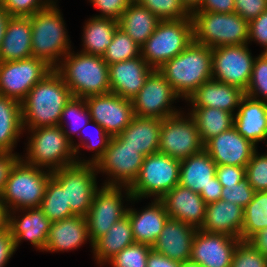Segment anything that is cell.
I'll use <instances>...</instances> for the list:
<instances>
[{"mask_svg":"<svg viewBox=\"0 0 267 267\" xmlns=\"http://www.w3.org/2000/svg\"><path fill=\"white\" fill-rule=\"evenodd\" d=\"M134 0H88L96 10H99V15L93 16L110 18L119 20L124 11L130 6Z\"/></svg>","mask_w":267,"mask_h":267,"instance_id":"49","label":"cell"},{"mask_svg":"<svg viewBox=\"0 0 267 267\" xmlns=\"http://www.w3.org/2000/svg\"><path fill=\"white\" fill-rule=\"evenodd\" d=\"M190 108L188 113L195 120L203 144L233 127L234 114L232 113L211 107Z\"/></svg>","mask_w":267,"mask_h":267,"instance_id":"36","label":"cell"},{"mask_svg":"<svg viewBox=\"0 0 267 267\" xmlns=\"http://www.w3.org/2000/svg\"><path fill=\"white\" fill-rule=\"evenodd\" d=\"M30 16H11L0 47V62L32 57Z\"/></svg>","mask_w":267,"mask_h":267,"instance_id":"29","label":"cell"},{"mask_svg":"<svg viewBox=\"0 0 267 267\" xmlns=\"http://www.w3.org/2000/svg\"><path fill=\"white\" fill-rule=\"evenodd\" d=\"M55 70L73 97L86 98L110 93L108 64L102 56L71 50Z\"/></svg>","mask_w":267,"mask_h":267,"instance_id":"4","label":"cell"},{"mask_svg":"<svg viewBox=\"0 0 267 267\" xmlns=\"http://www.w3.org/2000/svg\"><path fill=\"white\" fill-rule=\"evenodd\" d=\"M193 41L210 48L248 44L249 22L237 13L192 12Z\"/></svg>","mask_w":267,"mask_h":267,"instance_id":"7","label":"cell"},{"mask_svg":"<svg viewBox=\"0 0 267 267\" xmlns=\"http://www.w3.org/2000/svg\"><path fill=\"white\" fill-rule=\"evenodd\" d=\"M5 225L14 239L16 251L21 242L27 240L36 251L44 253L51 221L39 207L6 212Z\"/></svg>","mask_w":267,"mask_h":267,"instance_id":"18","label":"cell"},{"mask_svg":"<svg viewBox=\"0 0 267 267\" xmlns=\"http://www.w3.org/2000/svg\"><path fill=\"white\" fill-rule=\"evenodd\" d=\"M100 186L94 194L86 215L92 244L104 236L112 225L126 216L129 203L132 205L141 201L132 197L129 187ZM125 202L128 203L124 206Z\"/></svg>","mask_w":267,"mask_h":267,"instance_id":"9","label":"cell"},{"mask_svg":"<svg viewBox=\"0 0 267 267\" xmlns=\"http://www.w3.org/2000/svg\"><path fill=\"white\" fill-rule=\"evenodd\" d=\"M240 241L241 239L226 234L198 229L193 239L190 260L202 267H230L233 253Z\"/></svg>","mask_w":267,"mask_h":267,"instance_id":"19","label":"cell"},{"mask_svg":"<svg viewBox=\"0 0 267 267\" xmlns=\"http://www.w3.org/2000/svg\"><path fill=\"white\" fill-rule=\"evenodd\" d=\"M82 30V50L85 54L103 56L111 44L118 21L110 18L92 16L84 22Z\"/></svg>","mask_w":267,"mask_h":267,"instance_id":"34","label":"cell"},{"mask_svg":"<svg viewBox=\"0 0 267 267\" xmlns=\"http://www.w3.org/2000/svg\"><path fill=\"white\" fill-rule=\"evenodd\" d=\"M244 208L225 200L206 205L204 222L200 230L226 234L241 239Z\"/></svg>","mask_w":267,"mask_h":267,"instance_id":"28","label":"cell"},{"mask_svg":"<svg viewBox=\"0 0 267 267\" xmlns=\"http://www.w3.org/2000/svg\"><path fill=\"white\" fill-rule=\"evenodd\" d=\"M234 3V0H203L194 12L233 13Z\"/></svg>","mask_w":267,"mask_h":267,"instance_id":"55","label":"cell"},{"mask_svg":"<svg viewBox=\"0 0 267 267\" xmlns=\"http://www.w3.org/2000/svg\"><path fill=\"white\" fill-rule=\"evenodd\" d=\"M256 149L257 146L241 136L234 126L204 144V150L216 165L246 167Z\"/></svg>","mask_w":267,"mask_h":267,"instance_id":"20","label":"cell"},{"mask_svg":"<svg viewBox=\"0 0 267 267\" xmlns=\"http://www.w3.org/2000/svg\"><path fill=\"white\" fill-rule=\"evenodd\" d=\"M87 242H89L90 248H93L86 217L74 215L60 221L51 222L44 252L74 251L87 244Z\"/></svg>","mask_w":267,"mask_h":267,"instance_id":"23","label":"cell"},{"mask_svg":"<svg viewBox=\"0 0 267 267\" xmlns=\"http://www.w3.org/2000/svg\"><path fill=\"white\" fill-rule=\"evenodd\" d=\"M160 19L135 0L118 20V26L139 46L153 34Z\"/></svg>","mask_w":267,"mask_h":267,"instance_id":"35","label":"cell"},{"mask_svg":"<svg viewBox=\"0 0 267 267\" xmlns=\"http://www.w3.org/2000/svg\"><path fill=\"white\" fill-rule=\"evenodd\" d=\"M96 164L75 163L52 171V177L65 188L66 205L74 215L88 214L95 192L100 188Z\"/></svg>","mask_w":267,"mask_h":267,"instance_id":"11","label":"cell"},{"mask_svg":"<svg viewBox=\"0 0 267 267\" xmlns=\"http://www.w3.org/2000/svg\"><path fill=\"white\" fill-rule=\"evenodd\" d=\"M150 201L151 203L145 205L146 207H141L140 210L130 205L126 215L131 223L135 243H145L153 246L169 216L160 199Z\"/></svg>","mask_w":267,"mask_h":267,"instance_id":"24","label":"cell"},{"mask_svg":"<svg viewBox=\"0 0 267 267\" xmlns=\"http://www.w3.org/2000/svg\"><path fill=\"white\" fill-rule=\"evenodd\" d=\"M258 151L255 150L245 167V177L256 192L267 191V153Z\"/></svg>","mask_w":267,"mask_h":267,"instance_id":"45","label":"cell"},{"mask_svg":"<svg viewBox=\"0 0 267 267\" xmlns=\"http://www.w3.org/2000/svg\"><path fill=\"white\" fill-rule=\"evenodd\" d=\"M161 127L160 119L134 116L131 123L116 136L146 157L158 152Z\"/></svg>","mask_w":267,"mask_h":267,"instance_id":"30","label":"cell"},{"mask_svg":"<svg viewBox=\"0 0 267 267\" xmlns=\"http://www.w3.org/2000/svg\"><path fill=\"white\" fill-rule=\"evenodd\" d=\"M57 2L30 16L32 57L56 69L61 60L73 49L66 29L62 10Z\"/></svg>","mask_w":267,"mask_h":267,"instance_id":"2","label":"cell"},{"mask_svg":"<svg viewBox=\"0 0 267 267\" xmlns=\"http://www.w3.org/2000/svg\"><path fill=\"white\" fill-rule=\"evenodd\" d=\"M255 192L245 177L238 184L223 187L221 200L232 202L245 208L252 201Z\"/></svg>","mask_w":267,"mask_h":267,"instance_id":"47","label":"cell"},{"mask_svg":"<svg viewBox=\"0 0 267 267\" xmlns=\"http://www.w3.org/2000/svg\"><path fill=\"white\" fill-rule=\"evenodd\" d=\"M144 156L112 136L104 156L96 163L97 173L106 176L103 186L131 187L137 180Z\"/></svg>","mask_w":267,"mask_h":267,"instance_id":"12","label":"cell"},{"mask_svg":"<svg viewBox=\"0 0 267 267\" xmlns=\"http://www.w3.org/2000/svg\"><path fill=\"white\" fill-rule=\"evenodd\" d=\"M193 42L191 16L176 20H160L153 34L141 46V57L159 69Z\"/></svg>","mask_w":267,"mask_h":267,"instance_id":"8","label":"cell"},{"mask_svg":"<svg viewBox=\"0 0 267 267\" xmlns=\"http://www.w3.org/2000/svg\"><path fill=\"white\" fill-rule=\"evenodd\" d=\"M256 250L267 257V228L260 230L247 240Z\"/></svg>","mask_w":267,"mask_h":267,"instance_id":"58","label":"cell"},{"mask_svg":"<svg viewBox=\"0 0 267 267\" xmlns=\"http://www.w3.org/2000/svg\"><path fill=\"white\" fill-rule=\"evenodd\" d=\"M52 70L44 61L35 57L0 62V95L21 103L31 88Z\"/></svg>","mask_w":267,"mask_h":267,"instance_id":"16","label":"cell"},{"mask_svg":"<svg viewBox=\"0 0 267 267\" xmlns=\"http://www.w3.org/2000/svg\"><path fill=\"white\" fill-rule=\"evenodd\" d=\"M230 267H267V257L248 241H240L233 253Z\"/></svg>","mask_w":267,"mask_h":267,"instance_id":"46","label":"cell"},{"mask_svg":"<svg viewBox=\"0 0 267 267\" xmlns=\"http://www.w3.org/2000/svg\"><path fill=\"white\" fill-rule=\"evenodd\" d=\"M196 231L197 229L193 226L169 218L152 249L174 261L190 260Z\"/></svg>","mask_w":267,"mask_h":267,"instance_id":"25","label":"cell"},{"mask_svg":"<svg viewBox=\"0 0 267 267\" xmlns=\"http://www.w3.org/2000/svg\"><path fill=\"white\" fill-rule=\"evenodd\" d=\"M216 177L223 187L238 184L245 178V167L233 165H217Z\"/></svg>","mask_w":267,"mask_h":267,"instance_id":"52","label":"cell"},{"mask_svg":"<svg viewBox=\"0 0 267 267\" xmlns=\"http://www.w3.org/2000/svg\"><path fill=\"white\" fill-rule=\"evenodd\" d=\"M23 133L21 103L0 95V152L17 153L14 149Z\"/></svg>","mask_w":267,"mask_h":267,"instance_id":"33","label":"cell"},{"mask_svg":"<svg viewBox=\"0 0 267 267\" xmlns=\"http://www.w3.org/2000/svg\"><path fill=\"white\" fill-rule=\"evenodd\" d=\"M51 0H3L1 6L10 16H32L45 9Z\"/></svg>","mask_w":267,"mask_h":267,"instance_id":"48","label":"cell"},{"mask_svg":"<svg viewBox=\"0 0 267 267\" xmlns=\"http://www.w3.org/2000/svg\"><path fill=\"white\" fill-rule=\"evenodd\" d=\"M6 213L2 207L1 200H0V227L5 225Z\"/></svg>","mask_w":267,"mask_h":267,"instance_id":"62","label":"cell"},{"mask_svg":"<svg viewBox=\"0 0 267 267\" xmlns=\"http://www.w3.org/2000/svg\"><path fill=\"white\" fill-rule=\"evenodd\" d=\"M145 6L160 20L187 18L190 14L184 9L180 0H135Z\"/></svg>","mask_w":267,"mask_h":267,"instance_id":"44","label":"cell"},{"mask_svg":"<svg viewBox=\"0 0 267 267\" xmlns=\"http://www.w3.org/2000/svg\"><path fill=\"white\" fill-rule=\"evenodd\" d=\"M245 92L239 87L213 79L196 89L185 103L190 107H211L236 114Z\"/></svg>","mask_w":267,"mask_h":267,"instance_id":"26","label":"cell"},{"mask_svg":"<svg viewBox=\"0 0 267 267\" xmlns=\"http://www.w3.org/2000/svg\"><path fill=\"white\" fill-rule=\"evenodd\" d=\"M222 184L218 181L216 175L212 178V182L206 188L200 192V196L206 204L217 202L222 198Z\"/></svg>","mask_w":267,"mask_h":267,"instance_id":"56","label":"cell"},{"mask_svg":"<svg viewBox=\"0 0 267 267\" xmlns=\"http://www.w3.org/2000/svg\"><path fill=\"white\" fill-rule=\"evenodd\" d=\"M134 243L131 223L126 215L112 225L104 236L93 243L90 252H92L96 265L104 267L112 257Z\"/></svg>","mask_w":267,"mask_h":267,"instance_id":"31","label":"cell"},{"mask_svg":"<svg viewBox=\"0 0 267 267\" xmlns=\"http://www.w3.org/2000/svg\"><path fill=\"white\" fill-rule=\"evenodd\" d=\"M180 262L174 261L153 249L147 257V267H179Z\"/></svg>","mask_w":267,"mask_h":267,"instance_id":"57","label":"cell"},{"mask_svg":"<svg viewBox=\"0 0 267 267\" xmlns=\"http://www.w3.org/2000/svg\"><path fill=\"white\" fill-rule=\"evenodd\" d=\"M139 56H141V46L118 27L114 33L111 44L107 47L102 57L108 65H111Z\"/></svg>","mask_w":267,"mask_h":267,"instance_id":"41","label":"cell"},{"mask_svg":"<svg viewBox=\"0 0 267 267\" xmlns=\"http://www.w3.org/2000/svg\"><path fill=\"white\" fill-rule=\"evenodd\" d=\"M15 242L10 234L9 228L4 225L0 227V267H5L15 255Z\"/></svg>","mask_w":267,"mask_h":267,"instance_id":"53","label":"cell"},{"mask_svg":"<svg viewBox=\"0 0 267 267\" xmlns=\"http://www.w3.org/2000/svg\"><path fill=\"white\" fill-rule=\"evenodd\" d=\"M243 213L241 241H247L260 230L267 228V191L255 192Z\"/></svg>","mask_w":267,"mask_h":267,"instance_id":"38","label":"cell"},{"mask_svg":"<svg viewBox=\"0 0 267 267\" xmlns=\"http://www.w3.org/2000/svg\"><path fill=\"white\" fill-rule=\"evenodd\" d=\"M72 97L61 75L53 69L31 88L21 102L23 129L57 126Z\"/></svg>","mask_w":267,"mask_h":267,"instance_id":"1","label":"cell"},{"mask_svg":"<svg viewBox=\"0 0 267 267\" xmlns=\"http://www.w3.org/2000/svg\"><path fill=\"white\" fill-rule=\"evenodd\" d=\"M234 128L258 147L267 141V103L245 95L234 115Z\"/></svg>","mask_w":267,"mask_h":267,"instance_id":"27","label":"cell"},{"mask_svg":"<svg viewBox=\"0 0 267 267\" xmlns=\"http://www.w3.org/2000/svg\"><path fill=\"white\" fill-rule=\"evenodd\" d=\"M184 9L191 14L196 11L203 0H180Z\"/></svg>","mask_w":267,"mask_h":267,"instance_id":"60","label":"cell"},{"mask_svg":"<svg viewBox=\"0 0 267 267\" xmlns=\"http://www.w3.org/2000/svg\"><path fill=\"white\" fill-rule=\"evenodd\" d=\"M179 267H202L199 263L192 260L180 262Z\"/></svg>","mask_w":267,"mask_h":267,"instance_id":"61","label":"cell"},{"mask_svg":"<svg viewBox=\"0 0 267 267\" xmlns=\"http://www.w3.org/2000/svg\"><path fill=\"white\" fill-rule=\"evenodd\" d=\"M255 58L249 44L212 48V79L239 87L245 92Z\"/></svg>","mask_w":267,"mask_h":267,"instance_id":"15","label":"cell"},{"mask_svg":"<svg viewBox=\"0 0 267 267\" xmlns=\"http://www.w3.org/2000/svg\"><path fill=\"white\" fill-rule=\"evenodd\" d=\"M245 95L267 103V53L256 56Z\"/></svg>","mask_w":267,"mask_h":267,"instance_id":"43","label":"cell"},{"mask_svg":"<svg viewBox=\"0 0 267 267\" xmlns=\"http://www.w3.org/2000/svg\"><path fill=\"white\" fill-rule=\"evenodd\" d=\"M160 200L164 204L169 218L179 220L197 230L202 227L207 204L200 194L178 184Z\"/></svg>","mask_w":267,"mask_h":267,"instance_id":"22","label":"cell"},{"mask_svg":"<svg viewBox=\"0 0 267 267\" xmlns=\"http://www.w3.org/2000/svg\"><path fill=\"white\" fill-rule=\"evenodd\" d=\"M203 149L195 120L188 112L182 110L162 120L158 152L183 160Z\"/></svg>","mask_w":267,"mask_h":267,"instance_id":"14","label":"cell"},{"mask_svg":"<svg viewBox=\"0 0 267 267\" xmlns=\"http://www.w3.org/2000/svg\"><path fill=\"white\" fill-rule=\"evenodd\" d=\"M92 127V128H91ZM89 129V131H87ZM90 129L92 132H90ZM86 131V133H85ZM85 134V135H84ZM95 134V135H94ZM80 140L73 142V148L76 152L77 163L96 164L103 156L108 147L111 136L97 122L90 120L79 132ZM81 149L93 151L91 157L84 158Z\"/></svg>","mask_w":267,"mask_h":267,"instance_id":"37","label":"cell"},{"mask_svg":"<svg viewBox=\"0 0 267 267\" xmlns=\"http://www.w3.org/2000/svg\"><path fill=\"white\" fill-rule=\"evenodd\" d=\"M39 208L51 222L74 216L70 205H66L65 188H62L52 176L47 183Z\"/></svg>","mask_w":267,"mask_h":267,"instance_id":"40","label":"cell"},{"mask_svg":"<svg viewBox=\"0 0 267 267\" xmlns=\"http://www.w3.org/2000/svg\"><path fill=\"white\" fill-rule=\"evenodd\" d=\"M91 120L112 137L119 135L134 117L132 102L117 94L92 95L84 98Z\"/></svg>","mask_w":267,"mask_h":267,"instance_id":"17","label":"cell"},{"mask_svg":"<svg viewBox=\"0 0 267 267\" xmlns=\"http://www.w3.org/2000/svg\"><path fill=\"white\" fill-rule=\"evenodd\" d=\"M23 130L30 135L20 155L25 163L51 172L77 163L73 144L59 125Z\"/></svg>","mask_w":267,"mask_h":267,"instance_id":"5","label":"cell"},{"mask_svg":"<svg viewBox=\"0 0 267 267\" xmlns=\"http://www.w3.org/2000/svg\"><path fill=\"white\" fill-rule=\"evenodd\" d=\"M151 250V245L134 243L112 257L105 265H111V267H147V257Z\"/></svg>","mask_w":267,"mask_h":267,"instance_id":"42","label":"cell"},{"mask_svg":"<svg viewBox=\"0 0 267 267\" xmlns=\"http://www.w3.org/2000/svg\"><path fill=\"white\" fill-rule=\"evenodd\" d=\"M235 13L250 22L267 10V0H234Z\"/></svg>","mask_w":267,"mask_h":267,"instance_id":"51","label":"cell"},{"mask_svg":"<svg viewBox=\"0 0 267 267\" xmlns=\"http://www.w3.org/2000/svg\"><path fill=\"white\" fill-rule=\"evenodd\" d=\"M90 120V113L84 98L72 97L64 107L58 125L73 143L75 141L73 136L77 138L80 130Z\"/></svg>","mask_w":267,"mask_h":267,"instance_id":"39","label":"cell"},{"mask_svg":"<svg viewBox=\"0 0 267 267\" xmlns=\"http://www.w3.org/2000/svg\"><path fill=\"white\" fill-rule=\"evenodd\" d=\"M10 17L11 16L0 5V47H1V43L5 35L6 26H7V23Z\"/></svg>","mask_w":267,"mask_h":267,"instance_id":"59","label":"cell"},{"mask_svg":"<svg viewBox=\"0 0 267 267\" xmlns=\"http://www.w3.org/2000/svg\"><path fill=\"white\" fill-rule=\"evenodd\" d=\"M180 99L164 75L154 69L131 102L134 116L163 120L184 109L173 105Z\"/></svg>","mask_w":267,"mask_h":267,"instance_id":"13","label":"cell"},{"mask_svg":"<svg viewBox=\"0 0 267 267\" xmlns=\"http://www.w3.org/2000/svg\"><path fill=\"white\" fill-rule=\"evenodd\" d=\"M51 176V171L27 164L20 158L11 169L0 195L5 213L40 207Z\"/></svg>","mask_w":267,"mask_h":267,"instance_id":"6","label":"cell"},{"mask_svg":"<svg viewBox=\"0 0 267 267\" xmlns=\"http://www.w3.org/2000/svg\"><path fill=\"white\" fill-rule=\"evenodd\" d=\"M19 159V153L0 152V195L3 192L11 169Z\"/></svg>","mask_w":267,"mask_h":267,"instance_id":"54","label":"cell"},{"mask_svg":"<svg viewBox=\"0 0 267 267\" xmlns=\"http://www.w3.org/2000/svg\"><path fill=\"white\" fill-rule=\"evenodd\" d=\"M158 70L186 101L203 83L212 79V48L193 41Z\"/></svg>","mask_w":267,"mask_h":267,"instance_id":"3","label":"cell"},{"mask_svg":"<svg viewBox=\"0 0 267 267\" xmlns=\"http://www.w3.org/2000/svg\"><path fill=\"white\" fill-rule=\"evenodd\" d=\"M153 70L141 56L108 65L110 93L133 99Z\"/></svg>","mask_w":267,"mask_h":267,"instance_id":"21","label":"cell"},{"mask_svg":"<svg viewBox=\"0 0 267 267\" xmlns=\"http://www.w3.org/2000/svg\"><path fill=\"white\" fill-rule=\"evenodd\" d=\"M180 160L161 152L144 157L137 180L130 187L137 199H161L179 184Z\"/></svg>","mask_w":267,"mask_h":267,"instance_id":"10","label":"cell"},{"mask_svg":"<svg viewBox=\"0 0 267 267\" xmlns=\"http://www.w3.org/2000/svg\"><path fill=\"white\" fill-rule=\"evenodd\" d=\"M216 166L204 149L180 160L179 184L200 194L212 182V178L216 174Z\"/></svg>","mask_w":267,"mask_h":267,"instance_id":"32","label":"cell"},{"mask_svg":"<svg viewBox=\"0 0 267 267\" xmlns=\"http://www.w3.org/2000/svg\"><path fill=\"white\" fill-rule=\"evenodd\" d=\"M252 41L263 48L261 52H267V10L249 22L248 44Z\"/></svg>","mask_w":267,"mask_h":267,"instance_id":"50","label":"cell"}]
</instances>
